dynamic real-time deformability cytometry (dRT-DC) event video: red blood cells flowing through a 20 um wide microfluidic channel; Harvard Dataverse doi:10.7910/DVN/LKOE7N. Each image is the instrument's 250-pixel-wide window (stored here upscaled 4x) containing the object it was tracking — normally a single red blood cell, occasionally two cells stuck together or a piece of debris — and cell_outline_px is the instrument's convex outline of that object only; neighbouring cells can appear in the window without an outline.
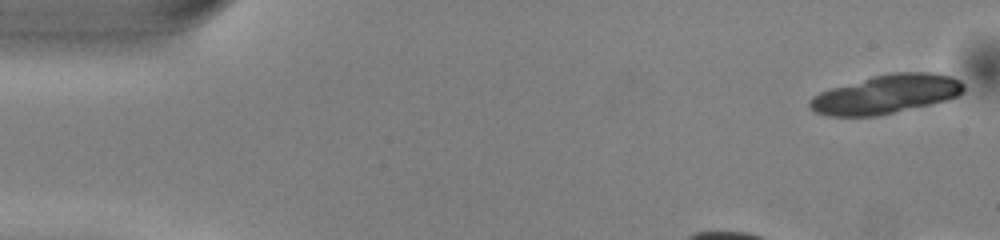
{"species": "common noctule bat (a hibernating species)", "species_latin": "Nyctalus noctula", "temperature_condition": "warm", "stored_images_in_passage": 46, "camera_frame_rate_fps": 3000, "um_per_image_px": 0.085, "animal": {"sex": "male", "body_mass_g": 13.0, "forearm_length_mm": 53.1}, "frame": {"image": 1, "passage_image": 1, "time_ms": 0.0, "image_size_px": [1000, 240], "cell_outline_px": [[964, 92], [948, 100], [932, 104], [876, 116], [828, 116], [816, 112], [808, 104], [808, 100], [812, 96], [820, 92], [832, 88], [872, 76], [892, 72], [936, 72], [952, 76], [960, 80], [964, 84]], "centroid_in_image_um": [75.36, 8.0], "position_along_channel_um": 9.6, "area_um2": 34.97}}
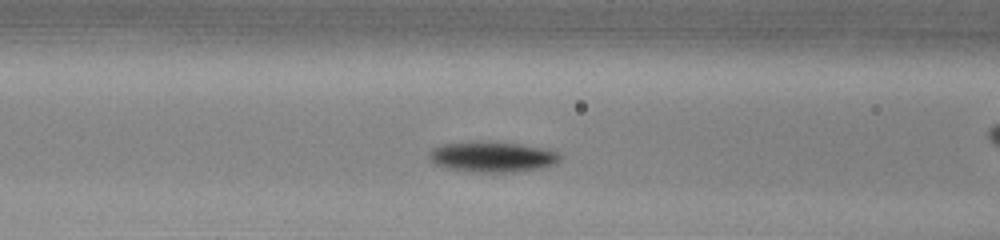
{"frame": {"image": 2, "passage_image": 15, "time_ms": 4.667, "image_size_px": [1000, 240], "cell_outline_px": [[560, 160], [556, 164], [540, 168], [512, 172], [468, 172], [444, 168], [436, 164], [428, 156], [428, 152], [432, 148], [440, 144], [472, 140], [480, 140], [520, 144], [544, 148], [556, 152], [560, 156]], "centroid_in_image_um": [41.78, 13.31], "position_along_channel_um": 124.8, "area_um2": 23.76}}
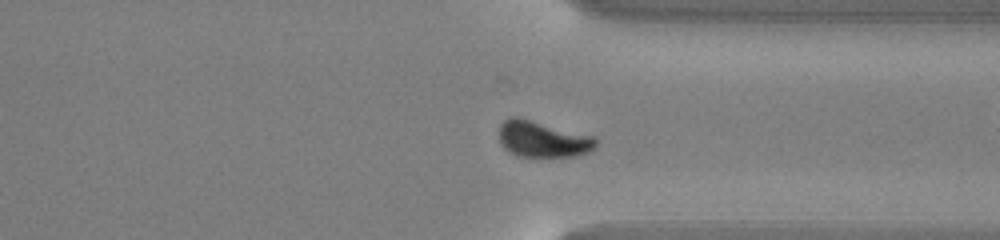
{"frame": {"image": 3, "passage_image": 33, "time_ms": 10.667, "image_size_px": [1000, 240], "cell_outline_px": [[596, 144], [588, 152], [576, 156], [516, 156], [508, 152], [504, 148], [500, 140], [500, 124], [504, 120], [512, 116], [516, 116], [596, 136]], "centroid_in_image_um": [46.12, 11.82], "position_along_channel_um": 365.3, "area_um2": 20.4}, "authors_computed_cell_mechanics": {"area_um2": 22.2819, "velocity_mm_per_s": 4.0175, "shape_relaxation_time_tau1_ms": 1.864, "shape_relaxation_time_tau2_ms": null, "deformation_change_tau1": 0.1399, "deformation_change_tau2": null}}